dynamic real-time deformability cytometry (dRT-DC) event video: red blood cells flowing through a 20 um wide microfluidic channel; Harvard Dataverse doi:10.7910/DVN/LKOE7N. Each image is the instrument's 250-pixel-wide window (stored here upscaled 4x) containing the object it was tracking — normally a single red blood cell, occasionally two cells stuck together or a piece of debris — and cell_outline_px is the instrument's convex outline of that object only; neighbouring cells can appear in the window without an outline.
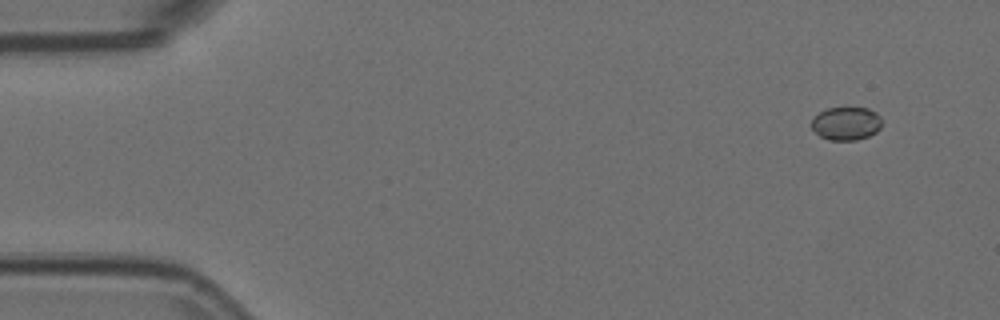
{"species": "Egyptian fruit bat (a non-hibernating species)", "species_latin": "Rousettus aegyptiacus", "temperature_condition": "room temperature", "stored_images_in_passage": 7, "camera_frame_rate_fps": 3000, "um_per_image_px": 0.085, "animal": {"sex": "female"}, "frame": {"image": 1, "passage_image": 1, "time_ms": 0.0, "image_size_px": [1000, 320], "cell_outline_px": [[880, 128], [876, 132], [868, 136], [856, 140], [828, 140], [820, 136], [812, 128], [812, 120], [820, 112], [828, 108], [868, 108], [876, 112], [880, 116]], "centroid_in_image_um": [71.93, 10.5], "position_along_channel_um": 13.1, "area_um2": 13.47}}